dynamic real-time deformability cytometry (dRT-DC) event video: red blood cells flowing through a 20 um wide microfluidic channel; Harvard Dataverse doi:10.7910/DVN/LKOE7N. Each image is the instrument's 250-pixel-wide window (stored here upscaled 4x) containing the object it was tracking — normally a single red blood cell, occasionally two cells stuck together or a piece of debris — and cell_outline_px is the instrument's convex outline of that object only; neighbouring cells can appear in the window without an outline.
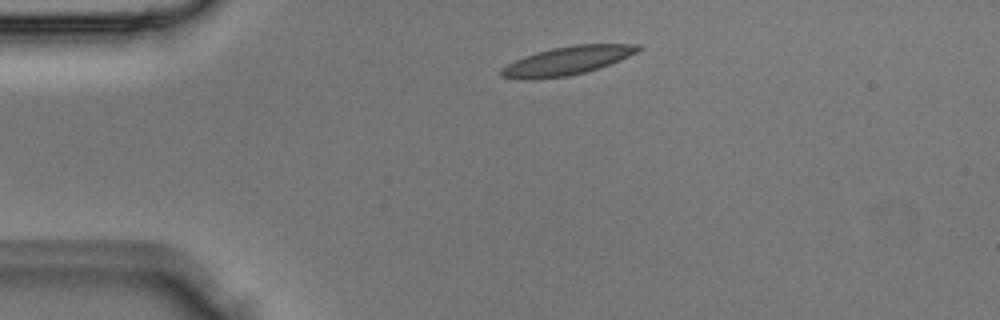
{"species": "Egyptian fruit bat (a non-hibernating species)", "species_latin": "Rousettus aegyptiacus", "temperature_condition": "room temperature", "stored_images_in_passage": 2, "camera_frame_rate_fps": 3000, "um_per_image_px": 0.085, "animal": {"sex": "male"}, "frame": {"image": 1, "passage_image": 1, "time_ms": 0.0, "image_size_px": [1000, 320], "cell_outline_px": [[644, 48], [620, 60], [584, 72], [568, 76], [532, 80], [524, 80], [500, 76], [500, 68], [524, 56], [536, 52], [552, 48], [576, 44], [640, 44]], "centroid_in_image_um": [48.18, 5.16], "position_along_channel_um": 36.8, "area_um2": 22.66}}